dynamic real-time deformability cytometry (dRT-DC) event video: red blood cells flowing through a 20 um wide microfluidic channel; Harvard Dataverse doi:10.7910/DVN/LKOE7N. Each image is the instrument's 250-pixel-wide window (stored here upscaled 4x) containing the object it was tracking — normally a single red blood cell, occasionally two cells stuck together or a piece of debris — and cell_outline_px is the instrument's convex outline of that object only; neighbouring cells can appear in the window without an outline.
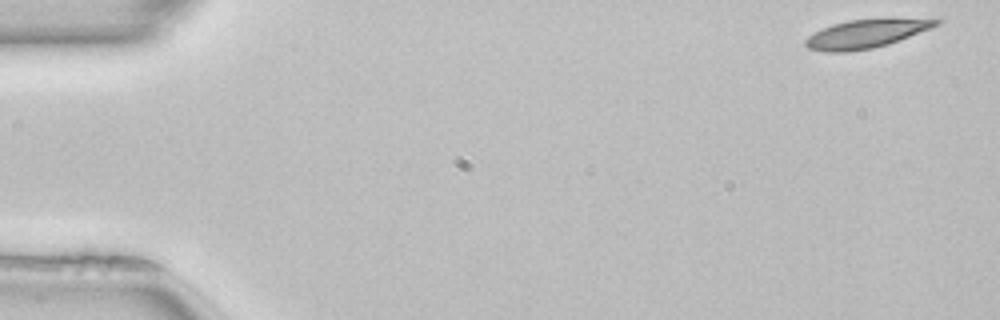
{"species": "common noctule bat (a hibernating species)", "species_latin": "Nyctalus noctula", "temperature_condition": "room temperature", "stored_images_in_passage": 50, "camera_frame_rate_fps": 3000, "um_per_image_px": 0.085, "animal": {"sex": "female", "body_mass_g": 22.7, "forearm_length_mm": 54.2}, "frame": {"image": 1, "passage_image": 1, "time_ms": 0.0, "image_size_px": [1000, 320], "cell_outline_px": [[944, 20], [940, 24], [900, 40], [888, 44], [872, 48], [848, 52], [824, 52], [808, 48], [804, 44], [804, 40], [808, 36], [832, 24], [848, 20], [880, 16], [896, 16]], "centroid_in_image_um": [73.68, 2.82], "position_along_channel_um": 11.3, "area_um2": 22.54}}
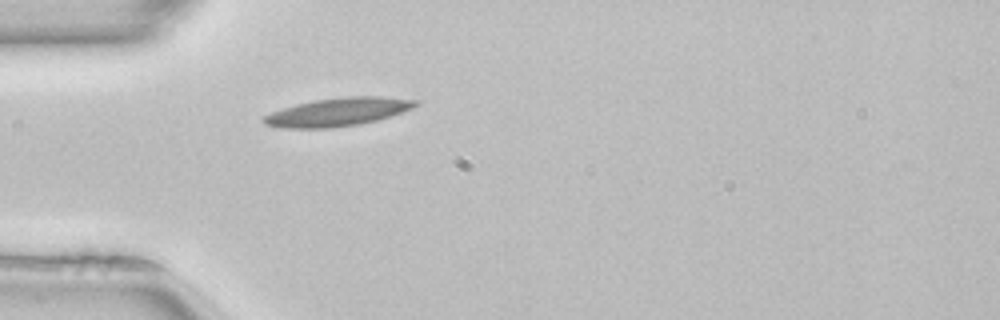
{"frame": {"image": 2, "passage_image": 14, "time_ms": 4.333, "image_size_px": [1000, 320], "cell_outline_px": [[420, 104], [412, 108], [376, 120], [360, 124], [332, 128], [280, 128], [264, 124], [260, 120], [264, 116], [272, 112], [296, 104], [316, 100], [344, 96], [380, 96], [416, 100]], "centroid_in_image_um": [28.68, 9.52], "position_along_channel_um": 56.3, "area_um2": 24.85}}
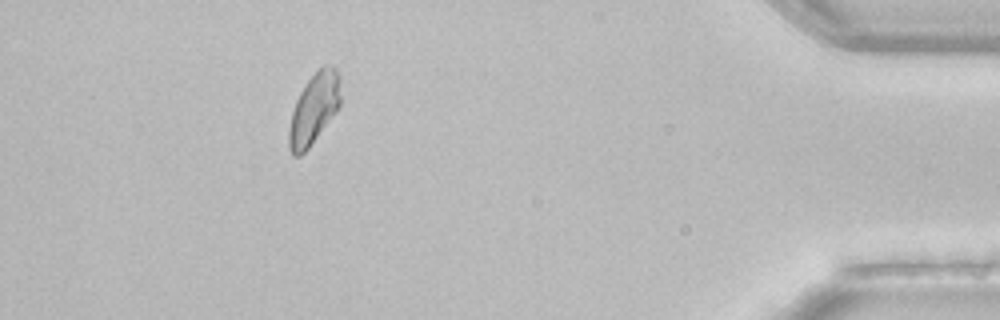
{"frame": {"image": 3, "passage_image": 45, "time_ms": 14.667, "image_size_px": [1000, 320], "cell_outline_px": [[340, 104], [336, 112], [308, 148], [300, 156], [292, 156], [288, 148], [288, 132], [292, 112], [296, 100], [304, 84], [324, 64], [332, 64], [336, 68], [340, 76]], "centroid_in_image_um": [26.68, 9.23], "position_along_channel_um": 408.5, "area_um2": 21.33}, "authors_computed_cell_mechanics": {"area_um2": 21.7906, "velocity_mm_per_s": 4.0078, "shape_relaxation_time_tau1_ms": 8.1488, "shape_relaxation_time_tau2_ms": null, "deformation_change_tau1": 0.1849, "deformation_change_tau2": null}}